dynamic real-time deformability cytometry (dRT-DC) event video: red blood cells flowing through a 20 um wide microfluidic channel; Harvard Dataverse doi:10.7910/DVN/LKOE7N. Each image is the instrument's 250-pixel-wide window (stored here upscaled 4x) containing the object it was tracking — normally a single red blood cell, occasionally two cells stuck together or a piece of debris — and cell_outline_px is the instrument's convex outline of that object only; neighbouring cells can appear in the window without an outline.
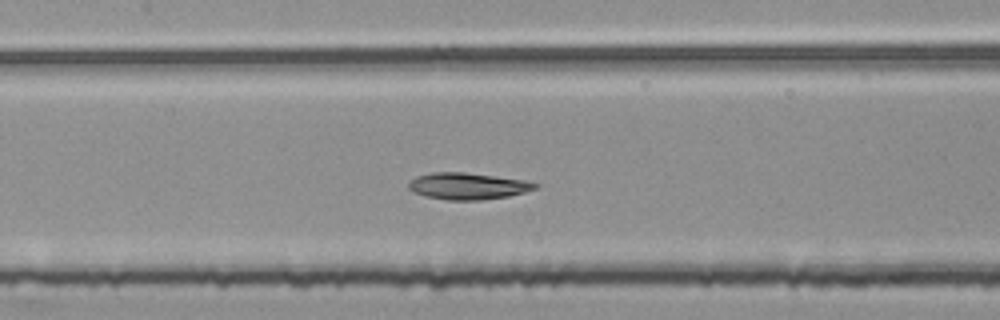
{"species": "common noctule bat (a hibernating species)", "species_latin": "Nyctalus noctula", "temperature_condition": "room temperature", "stored_images_in_passage": 49, "camera_frame_rate_fps": 3000, "um_per_image_px": 0.085, "animal": {"sex": "female", "body_mass_g": 25.1}, "frame": {"image": 1, "passage_image": 23, "time_ms": 7.333, "image_size_px": [1000, 320], "cell_outline_px": [[540, 184], [536, 188], [524, 192], [508, 196], [480, 200], [448, 200], [424, 196], [412, 192], [408, 188], [408, 184], [416, 176], [432, 172], [464, 172], [528, 180]], "centroid_in_image_um": [39.76, 15.81], "position_along_channel_um": 167.6, "area_um2": 19.77}}
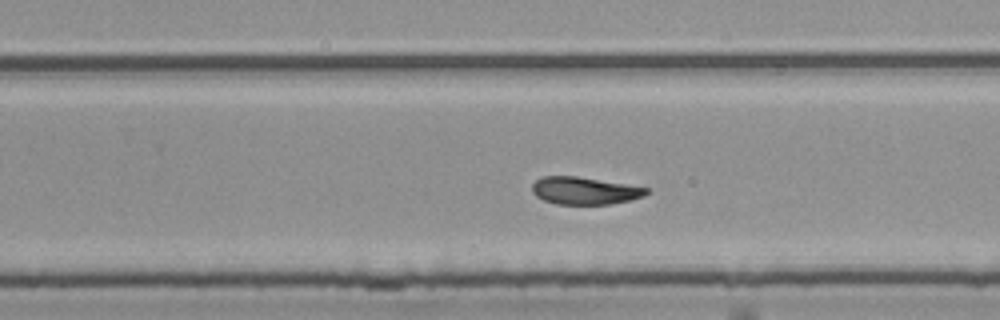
{"frame": {"image": 2, "passage_image": 32, "time_ms": 10.333, "image_size_px": [1000, 320], "cell_outline_px": [[652, 192], [644, 196], [632, 200], [608, 204], [556, 204], [544, 200], [536, 196], [532, 192], [532, 184], [536, 180], [544, 176], [576, 176], [648, 188]], "centroid_in_image_um": [49.7, 16.21], "position_along_channel_um": 280.1, "area_um2": 18.21}}
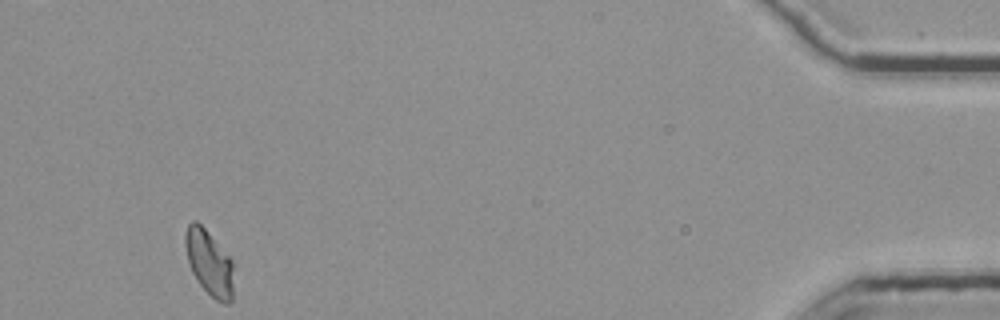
{"frame": {"image": 3, "passage_image": 49, "time_ms": 16.0, "image_size_px": [1000, 320], "cell_outline_px": [[236, 260], [232, 300], [228, 304], [224, 304], [216, 300], [196, 280], [192, 272], [188, 260], [184, 244], [184, 232], [188, 224], [192, 220], [196, 220]], "centroid_in_image_um": [17.84, 22.32], "position_along_channel_um": 417.4, "area_um2": 19.19}}